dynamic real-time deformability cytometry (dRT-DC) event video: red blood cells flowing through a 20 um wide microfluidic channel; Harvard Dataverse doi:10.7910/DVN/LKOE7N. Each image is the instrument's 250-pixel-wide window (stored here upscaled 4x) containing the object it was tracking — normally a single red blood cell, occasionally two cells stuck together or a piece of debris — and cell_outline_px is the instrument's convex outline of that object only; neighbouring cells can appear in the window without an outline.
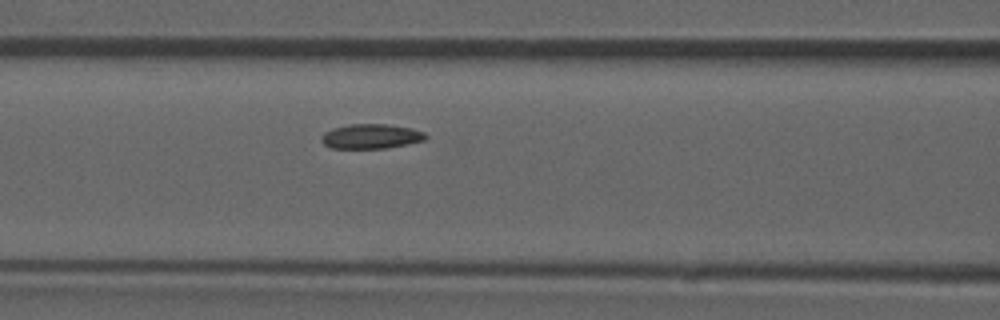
{"species": "common noctule bat (a hibernating species)", "species_latin": "Nyctalus noctula", "temperature_condition": "room temperature", "stored_images_in_passage": 45, "camera_frame_rate_fps": 3000, "um_per_image_px": 0.085, "animal": {"sex": "male", "forearm_length_mm": 52.5}, "frame": {"image": 1, "passage_image": 14, "time_ms": 4.333, "image_size_px": [1000, 320], "cell_outline_px": [[428, 136], [424, 140], [384, 148], [332, 148], [324, 144], [320, 140], [320, 136], [324, 132], [332, 128], [348, 124], [388, 124], [412, 128], [424, 132]], "centroid_in_image_um": [31.49, 11.57], "position_along_channel_um": 135.1, "area_um2": 14.97}, "authors_computed_cell_mechanics": {"area_um2": 14.9124, "velocity_mm_per_s": 3.8492, "shape_relaxation_time_tau1_ms": 3.6742, "shape_relaxation_time_tau2_ms": null, "deformation_change_tau1": 0.0942, "deformation_change_tau2": null}}